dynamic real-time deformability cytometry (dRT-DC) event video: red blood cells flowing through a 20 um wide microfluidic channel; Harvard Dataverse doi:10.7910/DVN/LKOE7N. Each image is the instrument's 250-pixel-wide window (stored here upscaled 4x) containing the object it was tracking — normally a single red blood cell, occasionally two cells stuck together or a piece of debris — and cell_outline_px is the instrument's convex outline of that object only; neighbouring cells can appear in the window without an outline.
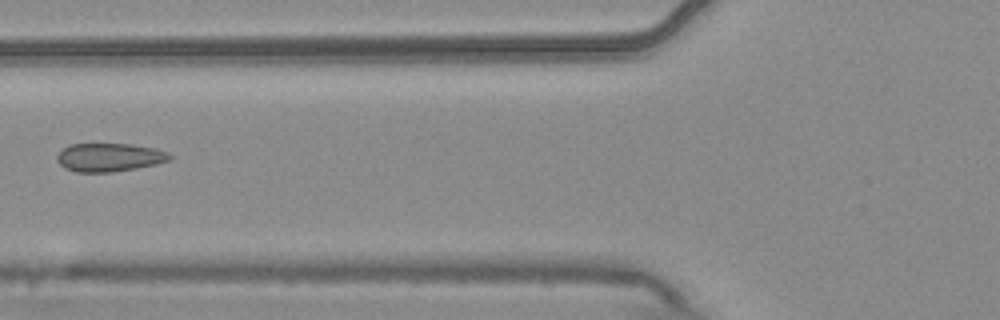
{"species": "common noctule bat (a hibernating species)", "species_latin": "Nyctalus noctula", "temperature_condition": "warm", "stored_images_in_passage": 7, "camera_frame_rate_fps": 3000, "um_per_image_px": 0.085, "animal": {"sex": "male", "body_mass_g": 20.4}, "frame": {"image": 1, "passage_image": 6, "time_ms": 1.667, "image_size_px": [1000, 320], "cell_outline_px": [[172, 160], [156, 164], [136, 168], [112, 172], [76, 172], [64, 168], [56, 160], [56, 156], [68, 144], [132, 144], [152, 148], [168, 152], [172, 156]], "centroid_in_image_um": [9.29, 13.38], "position_along_channel_um": 116.5, "area_um2": 18.67}}
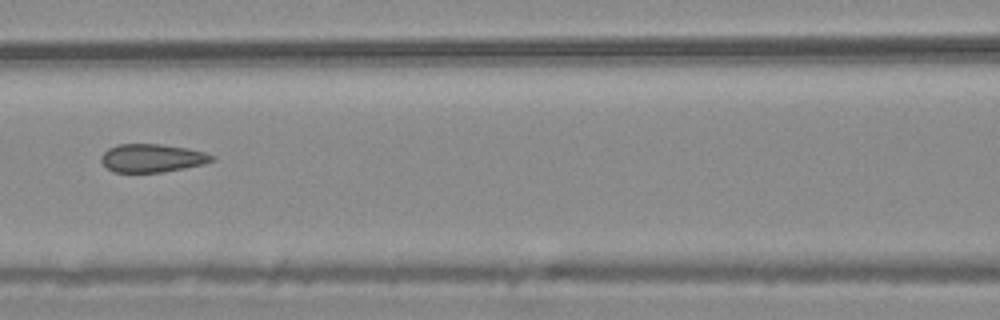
{"frame": {"image": 2, "passage_image": 7, "time_ms": 2.0, "image_size_px": [1000, 320], "cell_outline_px": [[216, 160], [184, 168], [160, 172], [112, 172], [100, 160], [100, 156], [108, 148], [120, 144], [160, 144], [188, 148], [204, 152], [212, 156]], "centroid_in_image_um": [12.89, 13.43], "position_along_channel_um": 153.7, "area_um2": 18.03}}